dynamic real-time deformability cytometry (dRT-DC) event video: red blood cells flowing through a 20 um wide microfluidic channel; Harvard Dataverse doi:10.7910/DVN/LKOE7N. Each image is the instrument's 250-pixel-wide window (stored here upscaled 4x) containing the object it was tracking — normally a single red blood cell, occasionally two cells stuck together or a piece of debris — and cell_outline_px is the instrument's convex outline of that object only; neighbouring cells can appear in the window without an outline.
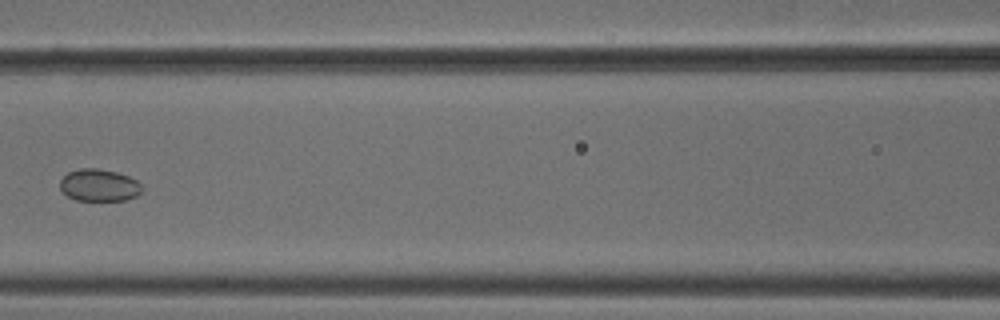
{"species": "common noctule bat (a hibernating species)", "species_latin": "Nyctalus noctula", "temperature_condition": "cold", "stored_images_in_passage": 7, "camera_frame_rate_fps": 3000, "um_per_image_px": 0.085, "animal": {"sex": "male", "body_mass_g": 18.8}, "frame": {"image": 1, "passage_image": 6, "time_ms": 1.667, "image_size_px": [1000, 320], "cell_outline_px": [[140, 192], [136, 196], [124, 200], [76, 200], [68, 196], [60, 188], [60, 180], [68, 172], [80, 168], [96, 168], [116, 172], [128, 176], [136, 180], [140, 184]], "centroid_in_image_um": [8.4, 15.74], "position_along_channel_um": 158.2, "area_um2": 15.14}}
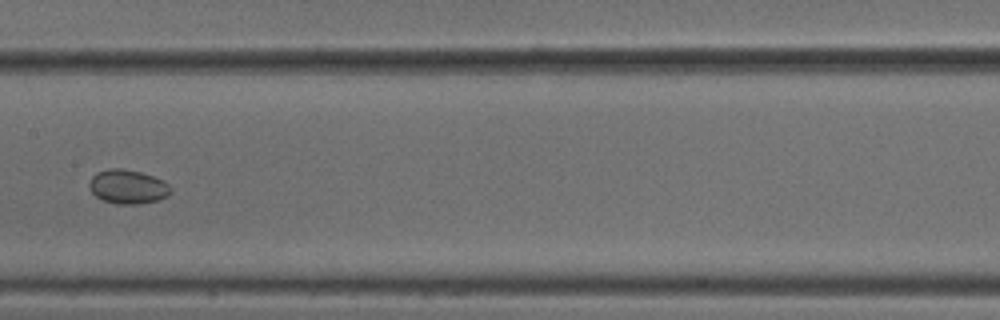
{"frame": {"image": 2, "passage_image": 7, "time_ms": 2.0, "image_size_px": [1000, 320], "cell_outline_px": [[172, 192], [168, 196], [156, 200], [140, 204], [116, 204], [104, 200], [96, 196], [88, 188], [88, 184], [92, 176], [96, 172], [108, 168], [120, 168], [140, 172], [164, 180], [172, 188]], "centroid_in_image_um": [10.86, 15.87], "position_along_channel_um": 196.5, "area_um2": 16.3}}